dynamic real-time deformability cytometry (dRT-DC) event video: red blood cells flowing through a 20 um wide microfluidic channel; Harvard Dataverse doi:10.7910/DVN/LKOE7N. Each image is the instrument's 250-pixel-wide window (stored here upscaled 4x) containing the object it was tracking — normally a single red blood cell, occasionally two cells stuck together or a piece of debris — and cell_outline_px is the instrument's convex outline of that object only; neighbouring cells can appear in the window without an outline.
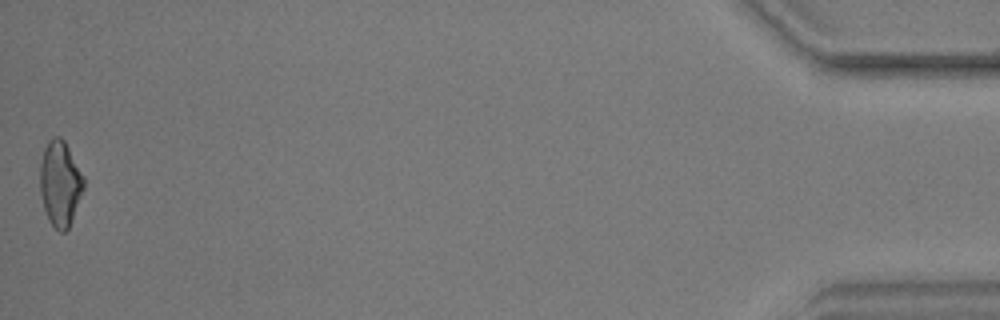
{"species": "common noctule bat (a hibernating species)", "species_latin": "Nyctalus noctula", "temperature_condition": "warm", "stored_images_in_passage": 35, "camera_frame_rate_fps": 3000, "um_per_image_px": 0.085, "animal": {"sex": "male", "body_mass_g": 17.9, "forearm_length_mm": 54.2}, "frame": {"image": 1, "passage_image": 35, "time_ms": 11.333, "image_size_px": [1000, 320], "cell_outline_px": [[84, 188], [72, 220], [68, 228], [64, 232], [60, 232], [48, 220], [44, 208], [40, 192], [40, 164], [44, 148], [48, 140], [52, 136], [60, 136], [64, 140], [84, 176]], "centroid_in_image_um": [5.11, 15.57], "position_along_channel_um": 430.1, "area_um2": 21.73}}